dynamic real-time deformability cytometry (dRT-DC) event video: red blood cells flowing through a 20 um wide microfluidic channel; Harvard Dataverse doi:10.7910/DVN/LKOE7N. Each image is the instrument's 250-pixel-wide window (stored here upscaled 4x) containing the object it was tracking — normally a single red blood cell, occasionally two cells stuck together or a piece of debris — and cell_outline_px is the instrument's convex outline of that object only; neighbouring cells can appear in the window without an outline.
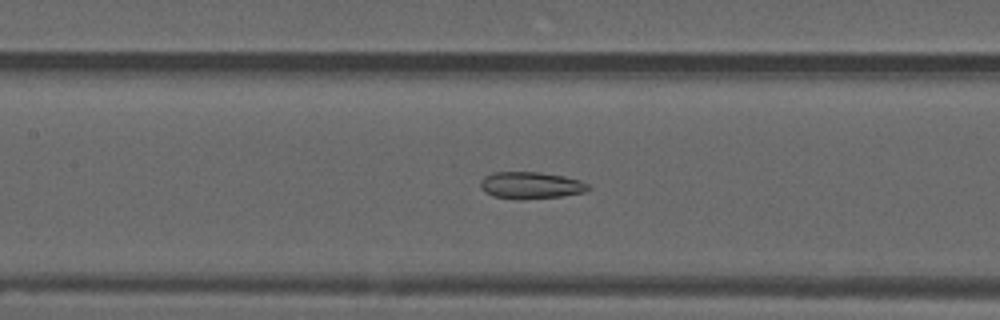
{"species": "common noctule bat (a hibernating species)", "species_latin": "Nyctalus noctula", "temperature_condition": "warm", "stored_images_in_passage": 39, "camera_frame_rate_fps": 3000, "um_per_image_px": 0.085, "animal": {"sex": "male", "forearm_length_mm": 52.5}, "frame": {"image": 1, "passage_image": 9, "time_ms": 2.667, "image_size_px": [1000, 320], "cell_outline_px": [[592, 188], [584, 192], [560, 196], [520, 200], [492, 196], [484, 192], [480, 188], [480, 180], [484, 176], [492, 172], [536, 172], [564, 176], [580, 180], [588, 184]], "centroid_in_image_um": [45.08, 15.75], "position_along_channel_um": 162.3, "area_um2": 17.05}}
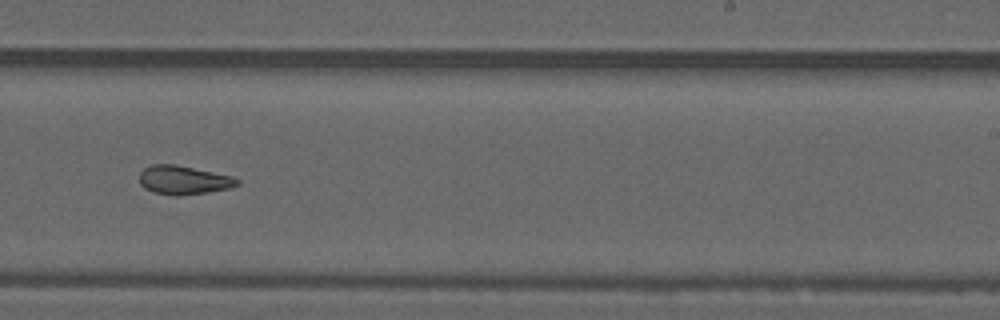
{"frame": {"image": 2, "passage_image": 18, "time_ms": 5.667, "image_size_px": [1000, 320], "cell_outline_px": [[240, 184], [228, 188], [208, 192], [176, 196], [152, 192], [144, 188], [140, 184], [140, 172], [144, 168], [152, 164], [176, 164], [232, 176], [240, 180]], "centroid_in_image_um": [15.59, 15.3], "position_along_channel_um": 273.4, "area_um2": 16.42}}
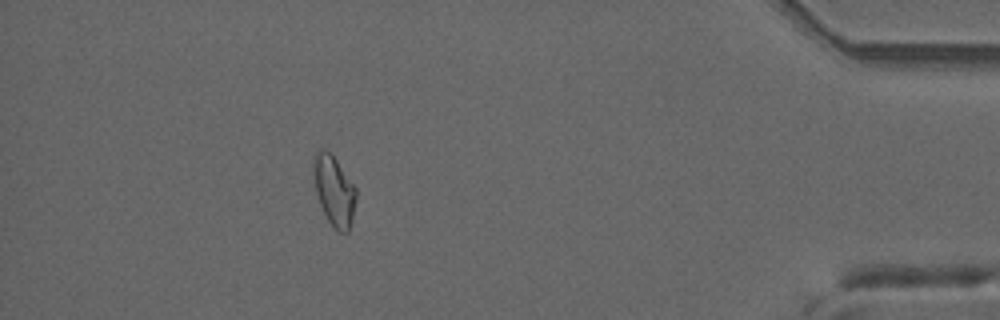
{"frame": {"image": 3, "passage_image": 33, "time_ms": 10.667, "image_size_px": [1000, 320], "cell_outline_px": [[356, 200], [352, 220], [348, 232], [340, 232], [332, 228], [320, 204], [316, 192], [312, 172], [312, 160], [316, 152], [320, 148], [324, 148], [332, 152], [356, 188]], "centroid_in_image_um": [28.38, 16.15], "position_along_channel_um": 406.8, "area_um2": 17.74}, "authors_computed_cell_mechanics": {"area_um2": 16.9932, "velocity_mm_per_s": 3.725, "shape_relaxation_time_tau1_ms": null, "shape_relaxation_time_tau2_ms": 2.4146, "deformation_change_tau1": null, "deformation_change_tau2": 0.0906}}